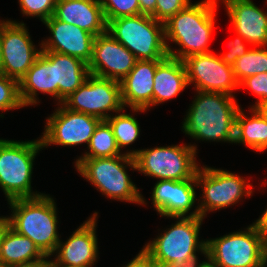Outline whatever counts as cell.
<instances>
[{"label":"cell","mask_w":267,"mask_h":267,"mask_svg":"<svg viewBox=\"0 0 267 267\" xmlns=\"http://www.w3.org/2000/svg\"><path fill=\"white\" fill-rule=\"evenodd\" d=\"M61 104L71 111L89 114L101 120L111 116L108 111L118 113L124 109L120 82L91 74Z\"/></svg>","instance_id":"cell-11"},{"label":"cell","mask_w":267,"mask_h":267,"mask_svg":"<svg viewBox=\"0 0 267 267\" xmlns=\"http://www.w3.org/2000/svg\"><path fill=\"white\" fill-rule=\"evenodd\" d=\"M153 81V105L176 97L188 86L183 61L165 57L157 64Z\"/></svg>","instance_id":"cell-23"},{"label":"cell","mask_w":267,"mask_h":267,"mask_svg":"<svg viewBox=\"0 0 267 267\" xmlns=\"http://www.w3.org/2000/svg\"><path fill=\"white\" fill-rule=\"evenodd\" d=\"M19 4L23 14L40 17L44 22L54 14L56 0H19Z\"/></svg>","instance_id":"cell-32"},{"label":"cell","mask_w":267,"mask_h":267,"mask_svg":"<svg viewBox=\"0 0 267 267\" xmlns=\"http://www.w3.org/2000/svg\"><path fill=\"white\" fill-rule=\"evenodd\" d=\"M128 165L137 170L134 157L126 153L113 157L80 158L75 163L79 173L106 197L146 204L125 170Z\"/></svg>","instance_id":"cell-4"},{"label":"cell","mask_w":267,"mask_h":267,"mask_svg":"<svg viewBox=\"0 0 267 267\" xmlns=\"http://www.w3.org/2000/svg\"><path fill=\"white\" fill-rule=\"evenodd\" d=\"M0 40L2 74L19 81L37 60L41 49L35 48L22 22L0 21Z\"/></svg>","instance_id":"cell-12"},{"label":"cell","mask_w":267,"mask_h":267,"mask_svg":"<svg viewBox=\"0 0 267 267\" xmlns=\"http://www.w3.org/2000/svg\"><path fill=\"white\" fill-rule=\"evenodd\" d=\"M197 93L184 119V132L196 140L233 143L240 109L234 96L207 91Z\"/></svg>","instance_id":"cell-1"},{"label":"cell","mask_w":267,"mask_h":267,"mask_svg":"<svg viewBox=\"0 0 267 267\" xmlns=\"http://www.w3.org/2000/svg\"><path fill=\"white\" fill-rule=\"evenodd\" d=\"M8 226L9 225L7 217H0V245H1L2 235Z\"/></svg>","instance_id":"cell-41"},{"label":"cell","mask_w":267,"mask_h":267,"mask_svg":"<svg viewBox=\"0 0 267 267\" xmlns=\"http://www.w3.org/2000/svg\"><path fill=\"white\" fill-rule=\"evenodd\" d=\"M161 60H137L128 75L120 81L123 106L143 112L153 106V85L157 64Z\"/></svg>","instance_id":"cell-19"},{"label":"cell","mask_w":267,"mask_h":267,"mask_svg":"<svg viewBox=\"0 0 267 267\" xmlns=\"http://www.w3.org/2000/svg\"><path fill=\"white\" fill-rule=\"evenodd\" d=\"M0 74H2V46L0 40Z\"/></svg>","instance_id":"cell-43"},{"label":"cell","mask_w":267,"mask_h":267,"mask_svg":"<svg viewBox=\"0 0 267 267\" xmlns=\"http://www.w3.org/2000/svg\"><path fill=\"white\" fill-rule=\"evenodd\" d=\"M53 16L94 36L107 31V22L99 0H56Z\"/></svg>","instance_id":"cell-21"},{"label":"cell","mask_w":267,"mask_h":267,"mask_svg":"<svg viewBox=\"0 0 267 267\" xmlns=\"http://www.w3.org/2000/svg\"><path fill=\"white\" fill-rule=\"evenodd\" d=\"M41 139L14 141L0 139V187L8 201L42 195L31 192V175Z\"/></svg>","instance_id":"cell-7"},{"label":"cell","mask_w":267,"mask_h":267,"mask_svg":"<svg viewBox=\"0 0 267 267\" xmlns=\"http://www.w3.org/2000/svg\"><path fill=\"white\" fill-rule=\"evenodd\" d=\"M8 202L13 210L12 216L7 217L9 227L32 240L46 257L53 255L60 240L57 234L58 217L53 198L42 194Z\"/></svg>","instance_id":"cell-3"},{"label":"cell","mask_w":267,"mask_h":267,"mask_svg":"<svg viewBox=\"0 0 267 267\" xmlns=\"http://www.w3.org/2000/svg\"><path fill=\"white\" fill-rule=\"evenodd\" d=\"M24 107L19 95V81L0 74V110L19 109Z\"/></svg>","instance_id":"cell-31"},{"label":"cell","mask_w":267,"mask_h":267,"mask_svg":"<svg viewBox=\"0 0 267 267\" xmlns=\"http://www.w3.org/2000/svg\"><path fill=\"white\" fill-rule=\"evenodd\" d=\"M177 219V223L165 230L163 235L160 234L144 246L159 267H166L171 262L181 265L198 250L208 259L207 242H198L200 225L204 218L186 216Z\"/></svg>","instance_id":"cell-9"},{"label":"cell","mask_w":267,"mask_h":267,"mask_svg":"<svg viewBox=\"0 0 267 267\" xmlns=\"http://www.w3.org/2000/svg\"><path fill=\"white\" fill-rule=\"evenodd\" d=\"M4 267H50V260L28 262V263H21V264H15V265H7Z\"/></svg>","instance_id":"cell-39"},{"label":"cell","mask_w":267,"mask_h":267,"mask_svg":"<svg viewBox=\"0 0 267 267\" xmlns=\"http://www.w3.org/2000/svg\"><path fill=\"white\" fill-rule=\"evenodd\" d=\"M217 0H202L188 4L164 23L168 56L183 60L194 54L211 52L209 42L214 29ZM171 40L181 48L174 51L167 44Z\"/></svg>","instance_id":"cell-2"},{"label":"cell","mask_w":267,"mask_h":267,"mask_svg":"<svg viewBox=\"0 0 267 267\" xmlns=\"http://www.w3.org/2000/svg\"><path fill=\"white\" fill-rule=\"evenodd\" d=\"M261 113L264 115V117L267 119V102L257 107Z\"/></svg>","instance_id":"cell-42"},{"label":"cell","mask_w":267,"mask_h":267,"mask_svg":"<svg viewBox=\"0 0 267 267\" xmlns=\"http://www.w3.org/2000/svg\"><path fill=\"white\" fill-rule=\"evenodd\" d=\"M232 67L239 84L249 76L267 72V49H250Z\"/></svg>","instance_id":"cell-28"},{"label":"cell","mask_w":267,"mask_h":267,"mask_svg":"<svg viewBox=\"0 0 267 267\" xmlns=\"http://www.w3.org/2000/svg\"><path fill=\"white\" fill-rule=\"evenodd\" d=\"M190 3V0H157L156 10L151 16L164 24Z\"/></svg>","instance_id":"cell-33"},{"label":"cell","mask_w":267,"mask_h":267,"mask_svg":"<svg viewBox=\"0 0 267 267\" xmlns=\"http://www.w3.org/2000/svg\"><path fill=\"white\" fill-rule=\"evenodd\" d=\"M50 267H66V266H50Z\"/></svg>","instance_id":"cell-44"},{"label":"cell","mask_w":267,"mask_h":267,"mask_svg":"<svg viewBox=\"0 0 267 267\" xmlns=\"http://www.w3.org/2000/svg\"><path fill=\"white\" fill-rule=\"evenodd\" d=\"M43 23L49 28L52 37L42 42L41 50L66 54L89 64L92 58L94 35L75 25L57 20L53 15Z\"/></svg>","instance_id":"cell-17"},{"label":"cell","mask_w":267,"mask_h":267,"mask_svg":"<svg viewBox=\"0 0 267 267\" xmlns=\"http://www.w3.org/2000/svg\"><path fill=\"white\" fill-rule=\"evenodd\" d=\"M136 61L133 53L106 31L95 36L88 67L91 75L120 82L132 70Z\"/></svg>","instance_id":"cell-15"},{"label":"cell","mask_w":267,"mask_h":267,"mask_svg":"<svg viewBox=\"0 0 267 267\" xmlns=\"http://www.w3.org/2000/svg\"><path fill=\"white\" fill-rule=\"evenodd\" d=\"M86 152L79 158H103L121 155L113 130L106 120H102L96 127Z\"/></svg>","instance_id":"cell-27"},{"label":"cell","mask_w":267,"mask_h":267,"mask_svg":"<svg viewBox=\"0 0 267 267\" xmlns=\"http://www.w3.org/2000/svg\"><path fill=\"white\" fill-rule=\"evenodd\" d=\"M208 263L213 267H266L267 238L257 221L245 231L207 240Z\"/></svg>","instance_id":"cell-5"},{"label":"cell","mask_w":267,"mask_h":267,"mask_svg":"<svg viewBox=\"0 0 267 267\" xmlns=\"http://www.w3.org/2000/svg\"><path fill=\"white\" fill-rule=\"evenodd\" d=\"M196 150L194 145H175L133 150L126 154L134 157L137 170L144 175L159 180L183 181L196 179L199 169Z\"/></svg>","instance_id":"cell-8"},{"label":"cell","mask_w":267,"mask_h":267,"mask_svg":"<svg viewBox=\"0 0 267 267\" xmlns=\"http://www.w3.org/2000/svg\"><path fill=\"white\" fill-rule=\"evenodd\" d=\"M110 124L117 145L121 150L122 147L132 144L140 134L139 124L132 115L130 114H119L110 116L106 119Z\"/></svg>","instance_id":"cell-29"},{"label":"cell","mask_w":267,"mask_h":267,"mask_svg":"<svg viewBox=\"0 0 267 267\" xmlns=\"http://www.w3.org/2000/svg\"><path fill=\"white\" fill-rule=\"evenodd\" d=\"M237 37L235 40H232L228 43L229 51L219 55L220 59L227 65L233 66L238 58H241L246 54L250 49H246L244 43H248L240 35L236 34Z\"/></svg>","instance_id":"cell-35"},{"label":"cell","mask_w":267,"mask_h":267,"mask_svg":"<svg viewBox=\"0 0 267 267\" xmlns=\"http://www.w3.org/2000/svg\"><path fill=\"white\" fill-rule=\"evenodd\" d=\"M60 107L47 118L45 132L41 137L43 148L51 144L89 145L96 127L102 120L89 114L71 111L62 104Z\"/></svg>","instance_id":"cell-14"},{"label":"cell","mask_w":267,"mask_h":267,"mask_svg":"<svg viewBox=\"0 0 267 267\" xmlns=\"http://www.w3.org/2000/svg\"><path fill=\"white\" fill-rule=\"evenodd\" d=\"M107 32L137 60H162L168 56L164 24L151 15L139 14L110 20Z\"/></svg>","instance_id":"cell-6"},{"label":"cell","mask_w":267,"mask_h":267,"mask_svg":"<svg viewBox=\"0 0 267 267\" xmlns=\"http://www.w3.org/2000/svg\"><path fill=\"white\" fill-rule=\"evenodd\" d=\"M106 22L120 17L142 14L138 0H99Z\"/></svg>","instance_id":"cell-30"},{"label":"cell","mask_w":267,"mask_h":267,"mask_svg":"<svg viewBox=\"0 0 267 267\" xmlns=\"http://www.w3.org/2000/svg\"><path fill=\"white\" fill-rule=\"evenodd\" d=\"M246 183L248 182L243 177L226 170L199 167L196 173V184L197 187L202 186L203 201L188 217L204 218L208 211L234 205L244 195L251 196L253 186Z\"/></svg>","instance_id":"cell-10"},{"label":"cell","mask_w":267,"mask_h":267,"mask_svg":"<svg viewBox=\"0 0 267 267\" xmlns=\"http://www.w3.org/2000/svg\"><path fill=\"white\" fill-rule=\"evenodd\" d=\"M256 221L267 238V209L264 211L263 215Z\"/></svg>","instance_id":"cell-40"},{"label":"cell","mask_w":267,"mask_h":267,"mask_svg":"<svg viewBox=\"0 0 267 267\" xmlns=\"http://www.w3.org/2000/svg\"><path fill=\"white\" fill-rule=\"evenodd\" d=\"M140 12L142 14L151 15L156 10L157 0H138Z\"/></svg>","instance_id":"cell-38"},{"label":"cell","mask_w":267,"mask_h":267,"mask_svg":"<svg viewBox=\"0 0 267 267\" xmlns=\"http://www.w3.org/2000/svg\"><path fill=\"white\" fill-rule=\"evenodd\" d=\"M37 91L51 94L58 100V84H55L54 61L43 50L19 80V95L23 106L37 103Z\"/></svg>","instance_id":"cell-22"},{"label":"cell","mask_w":267,"mask_h":267,"mask_svg":"<svg viewBox=\"0 0 267 267\" xmlns=\"http://www.w3.org/2000/svg\"><path fill=\"white\" fill-rule=\"evenodd\" d=\"M195 186L196 179L157 181L152 193L154 208L161 216L186 217L197 200Z\"/></svg>","instance_id":"cell-18"},{"label":"cell","mask_w":267,"mask_h":267,"mask_svg":"<svg viewBox=\"0 0 267 267\" xmlns=\"http://www.w3.org/2000/svg\"><path fill=\"white\" fill-rule=\"evenodd\" d=\"M54 61L55 84L59 103L79 88L90 75L88 64L79 58L54 51H45Z\"/></svg>","instance_id":"cell-24"},{"label":"cell","mask_w":267,"mask_h":267,"mask_svg":"<svg viewBox=\"0 0 267 267\" xmlns=\"http://www.w3.org/2000/svg\"><path fill=\"white\" fill-rule=\"evenodd\" d=\"M47 258L28 237L16 233L9 226L5 229L0 245V267L48 261Z\"/></svg>","instance_id":"cell-25"},{"label":"cell","mask_w":267,"mask_h":267,"mask_svg":"<svg viewBox=\"0 0 267 267\" xmlns=\"http://www.w3.org/2000/svg\"><path fill=\"white\" fill-rule=\"evenodd\" d=\"M239 87H247L259 97L253 108H257L267 102V72L245 78L239 84Z\"/></svg>","instance_id":"cell-34"},{"label":"cell","mask_w":267,"mask_h":267,"mask_svg":"<svg viewBox=\"0 0 267 267\" xmlns=\"http://www.w3.org/2000/svg\"><path fill=\"white\" fill-rule=\"evenodd\" d=\"M97 212L85 221L70 238L62 243L59 240L58 252L50 266L92 267L98 256L97 237L95 232Z\"/></svg>","instance_id":"cell-16"},{"label":"cell","mask_w":267,"mask_h":267,"mask_svg":"<svg viewBox=\"0 0 267 267\" xmlns=\"http://www.w3.org/2000/svg\"><path fill=\"white\" fill-rule=\"evenodd\" d=\"M186 70L187 83H195L197 91L224 93L233 96L239 88L233 67L224 63L213 52L194 54L182 60Z\"/></svg>","instance_id":"cell-13"},{"label":"cell","mask_w":267,"mask_h":267,"mask_svg":"<svg viewBox=\"0 0 267 267\" xmlns=\"http://www.w3.org/2000/svg\"><path fill=\"white\" fill-rule=\"evenodd\" d=\"M207 265H208V260L207 262L202 261V263L198 264L197 256L196 254H194L190 256L189 258H187L185 261H183L181 265L175 262H171L166 267H206Z\"/></svg>","instance_id":"cell-37"},{"label":"cell","mask_w":267,"mask_h":267,"mask_svg":"<svg viewBox=\"0 0 267 267\" xmlns=\"http://www.w3.org/2000/svg\"><path fill=\"white\" fill-rule=\"evenodd\" d=\"M252 115L247 117L239 109L236 117L234 143H243L257 152L267 150V119L258 108L251 107Z\"/></svg>","instance_id":"cell-26"},{"label":"cell","mask_w":267,"mask_h":267,"mask_svg":"<svg viewBox=\"0 0 267 267\" xmlns=\"http://www.w3.org/2000/svg\"><path fill=\"white\" fill-rule=\"evenodd\" d=\"M124 267H159L153 257L143 248L130 263Z\"/></svg>","instance_id":"cell-36"},{"label":"cell","mask_w":267,"mask_h":267,"mask_svg":"<svg viewBox=\"0 0 267 267\" xmlns=\"http://www.w3.org/2000/svg\"><path fill=\"white\" fill-rule=\"evenodd\" d=\"M236 34L253 46L267 47V13L252 0H222Z\"/></svg>","instance_id":"cell-20"}]
</instances>
